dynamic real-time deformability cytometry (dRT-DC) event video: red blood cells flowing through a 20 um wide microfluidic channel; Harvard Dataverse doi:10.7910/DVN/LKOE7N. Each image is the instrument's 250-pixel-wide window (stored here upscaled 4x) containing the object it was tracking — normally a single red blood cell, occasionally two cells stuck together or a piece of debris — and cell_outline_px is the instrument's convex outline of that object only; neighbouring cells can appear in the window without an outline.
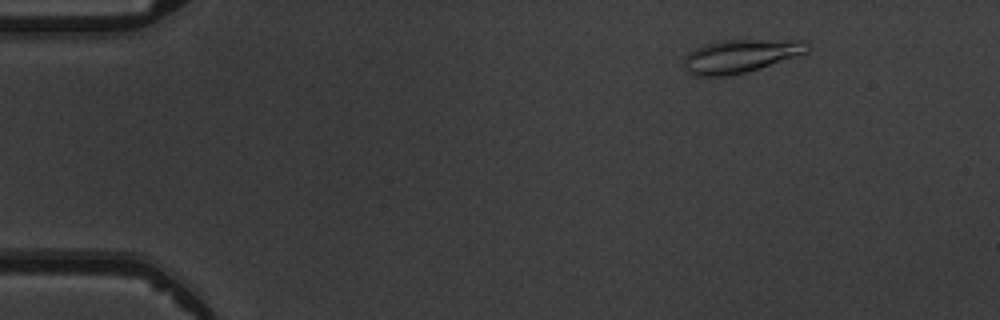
{"species": "common noctule bat (a hibernating species)", "species_latin": "Nyctalus noctula", "temperature_condition": "warm", "stored_images_in_passage": 5, "camera_frame_rate_fps": 3000, "um_per_image_px": 0.085, "animal": {"sex": "male", "body_mass_g": 19.5, "forearm_length_mm": 54.6}, "frame": {"image": 1, "passage_image": 2, "time_ms": 1.333, "image_size_px": [1000, 320], "cell_outline_px": [[812, 48], [808, 52], [748, 72], [728, 76], [692, 76], [688, 72], [684, 64], [684, 56], [688, 52], [704, 44], [720, 40], [804, 40], [812, 44]], "centroid_in_image_um": [62.96, 4.76], "position_along_channel_um": 22.0, "area_um2": 24.22}}